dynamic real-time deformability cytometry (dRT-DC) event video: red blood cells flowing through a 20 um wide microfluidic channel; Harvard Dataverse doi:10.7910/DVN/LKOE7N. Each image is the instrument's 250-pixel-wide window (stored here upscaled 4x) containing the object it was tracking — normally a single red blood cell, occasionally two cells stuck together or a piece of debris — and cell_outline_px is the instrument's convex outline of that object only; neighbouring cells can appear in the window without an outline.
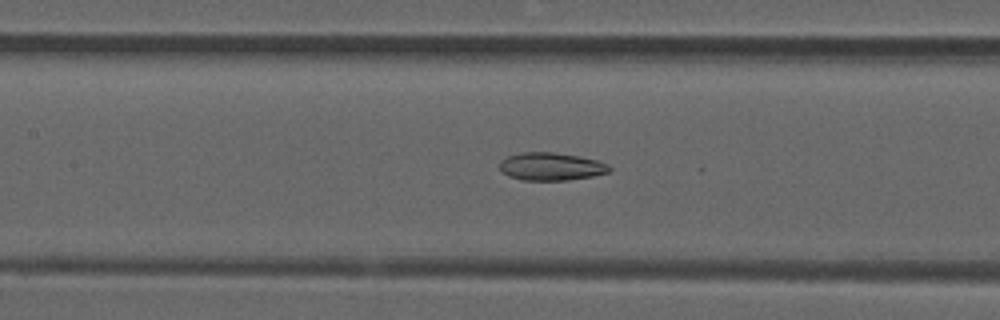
{"species": "common noctule bat (a hibernating species)", "species_latin": "Nyctalus noctula", "temperature_condition": "room temperature", "stored_images_in_passage": 51, "camera_frame_rate_fps": 3000, "um_per_image_px": 0.085, "animal": {"sex": "male", "forearm_length_mm": 52.5}, "frame": {"image": 1, "passage_image": 23, "time_ms": 7.333, "image_size_px": [1000, 320], "cell_outline_px": [[612, 168], [608, 172], [592, 176], [568, 180], [524, 180], [508, 176], [500, 168], [500, 160], [508, 156], [520, 152], [552, 152], [580, 156], [596, 160], [608, 164]], "centroid_in_image_um": [46.84, 14.14], "position_along_channel_um": 160.6, "area_um2": 17.74}}
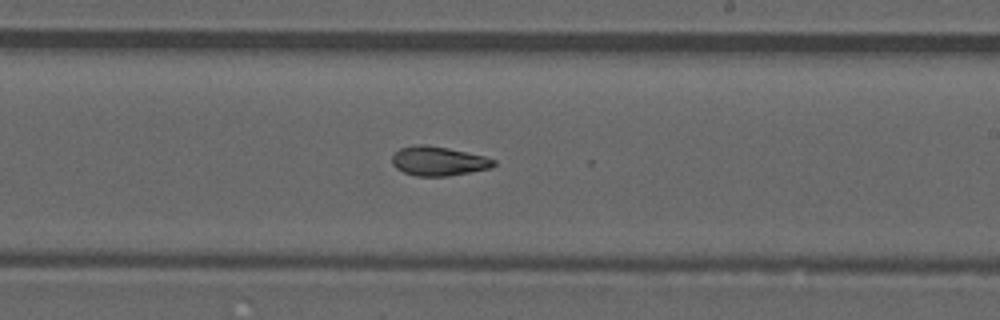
{"frame": {"image": 2, "passage_image": 30, "time_ms": 9.667, "image_size_px": [1000, 320], "cell_outline_px": [[496, 164], [492, 168], [448, 176], [416, 176], [404, 172], [396, 168], [392, 164], [392, 156], [400, 148], [416, 144], [424, 144], [448, 148], [484, 156], [496, 160]], "centroid_in_image_um": [37.27, 13.69], "position_along_channel_um": 251.7, "area_um2": 17.34}}
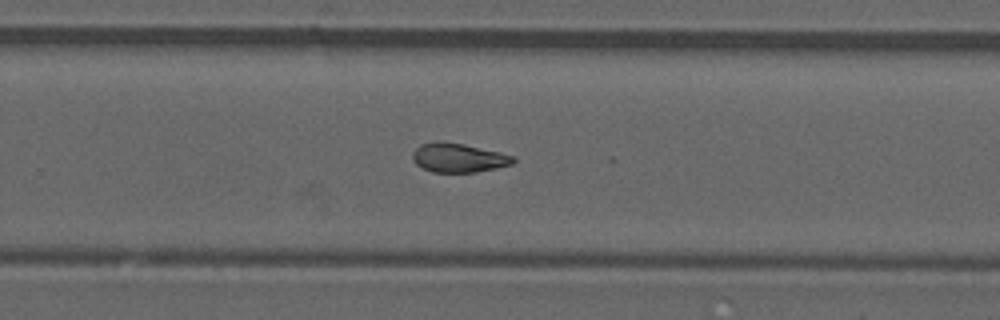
{"frame": {"image": 3, "passage_image": 33, "time_ms": 10.667, "image_size_px": [1000, 320], "cell_outline_px": [[516, 160], [512, 164], [496, 168], [476, 172], [432, 172], [416, 164], [412, 160], [412, 152], [420, 144], [440, 140], [464, 144], [500, 152], [516, 156]], "centroid_in_image_um": [38.97, 13.4], "position_along_channel_um": 290.8, "area_um2": 17.22}, "authors_computed_cell_mechanics": {"area_um2": 17.7446, "velocity_mm_per_s": 3.925, "shape_relaxation_time_tau1_ms": null, "shape_relaxation_time_tau2_ms": 3.863, "deformation_change_tau1": null, "deformation_change_tau2": 0.1121}}